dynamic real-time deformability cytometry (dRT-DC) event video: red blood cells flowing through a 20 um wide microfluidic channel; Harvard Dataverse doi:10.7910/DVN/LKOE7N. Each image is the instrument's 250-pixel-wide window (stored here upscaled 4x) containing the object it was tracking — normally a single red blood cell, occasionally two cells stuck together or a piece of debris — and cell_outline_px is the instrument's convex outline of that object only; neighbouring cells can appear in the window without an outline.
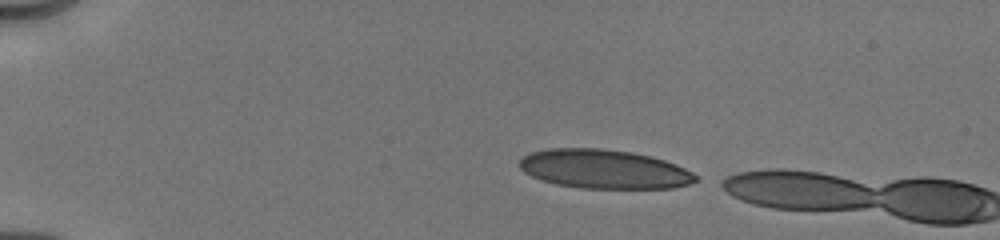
{"species": "human", "species_latin": "Homo sapiens", "temperature_condition": "cold", "stored_images_in_passage": 2, "camera_frame_rate_fps": 3000, "um_per_image_px": 0.085, "donor": {"sex": "male"}, "frame": {"image": 1, "passage_image": 1, "time_ms": 0.0, "image_size_px": [1000, 240], "cell_outline_px": [[700, 180], [692, 184], [672, 188], [580, 188], [556, 184], [540, 180], [524, 172], [520, 168], [520, 160], [524, 156], [532, 152], [548, 148], [604, 148], [632, 152], [652, 156], [676, 164], [692, 172]], "centroid_in_image_um": [51.37, 14.37], "position_along_channel_um": 33.6, "area_um2": 40.29}}